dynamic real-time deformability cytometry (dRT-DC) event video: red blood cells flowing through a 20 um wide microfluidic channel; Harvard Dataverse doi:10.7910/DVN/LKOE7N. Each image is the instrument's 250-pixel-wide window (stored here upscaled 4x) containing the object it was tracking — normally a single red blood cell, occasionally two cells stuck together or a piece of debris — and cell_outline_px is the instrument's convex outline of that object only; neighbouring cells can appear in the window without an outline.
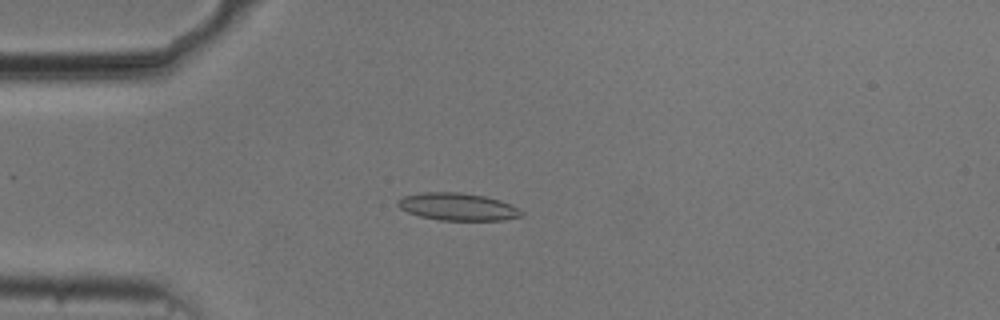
{"species": "common noctule bat (a hibernating species)", "species_latin": "Nyctalus noctula", "temperature_condition": "cold", "stored_images_in_passage": 41, "camera_frame_rate_fps": 3000, "um_per_image_px": 0.085, "animal": {"sex": "male", "body_mass_g": 20.5, "forearm_length_mm": 52.5}, "frame": {"image": 1, "passage_image": 1, "time_ms": 0.0, "image_size_px": [1000, 320], "cell_outline_px": [[524, 216], [500, 220], [440, 220], [420, 216], [408, 212], [400, 208], [396, 204], [396, 200], [404, 196], [420, 192], [460, 192], [484, 196], [500, 200], [512, 204], [524, 212]], "centroid_in_image_um": [38.91, 17.56], "position_along_channel_um": 46.1, "area_um2": 19.88}}
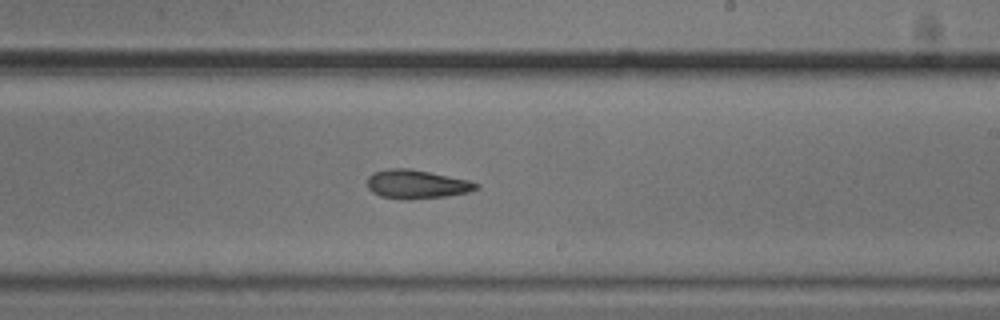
{"frame": {"image": 2, "passage_image": 19, "time_ms": 6.0, "image_size_px": [1000, 320], "cell_outline_px": [[480, 188], [468, 192], [448, 196], [380, 196], [372, 192], [368, 188], [368, 176], [372, 172], [392, 168], [408, 168], [468, 180], [480, 184]], "centroid_in_image_um": [35.44, 15.6], "position_along_channel_um": 253.6, "area_um2": 17.28}}
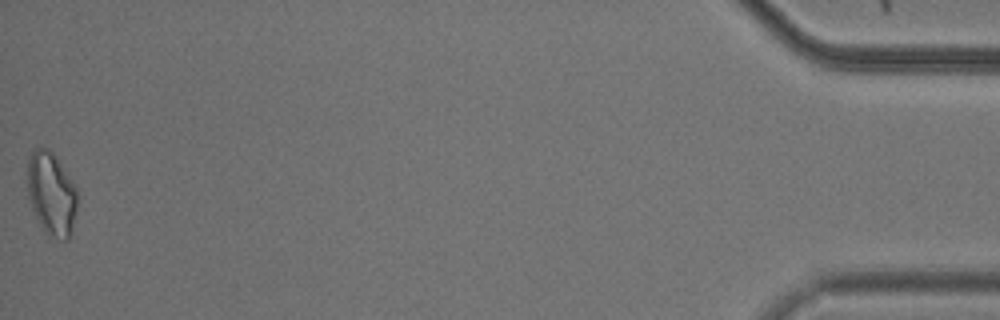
{"frame": {"image": 3, "passage_image": 41, "time_ms": 13.333, "image_size_px": [1000, 320], "cell_outline_px": [[76, 212], [72, 228], [68, 240], [60, 240], [48, 236], [40, 224], [32, 208], [28, 196], [28, 156], [32, 148], [48, 148], [56, 156], [76, 188]], "centroid_in_image_um": [4.36, 16.46], "position_along_channel_um": 430.8, "area_um2": 24.1}, "authors_computed_cell_mechanics": {"area_um2": 18.6694, "velocity_mm_per_s": 3.73, "shape_relaxation_time_tau1_ms": 3.751, "shape_relaxation_time_tau2_ms": 3.9559, "deformation_change_tau1": 0.1052, "deformation_change_tau2": 0.1217}}